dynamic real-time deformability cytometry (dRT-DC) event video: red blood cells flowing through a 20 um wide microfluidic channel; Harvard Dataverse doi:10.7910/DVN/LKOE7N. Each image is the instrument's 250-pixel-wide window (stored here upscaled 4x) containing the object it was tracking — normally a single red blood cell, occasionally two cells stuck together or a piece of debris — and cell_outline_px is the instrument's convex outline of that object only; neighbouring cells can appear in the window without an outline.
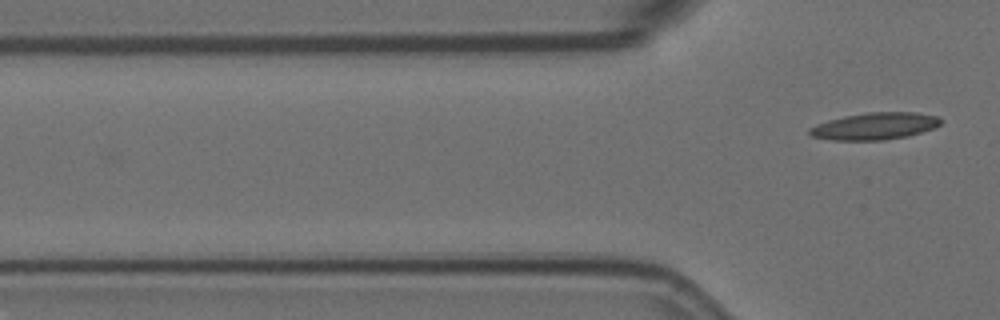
{"species": "Egyptian fruit bat (a non-hibernating species)", "species_latin": "Rousettus aegyptiacus", "temperature_condition": "room temperature", "stored_images_in_passage": 6, "camera_frame_rate_fps": 3000, "um_per_image_px": 0.085, "animal": {"sex": "female"}, "frame": {"image": 1, "passage_image": 6, "time_ms": 1.667, "image_size_px": [1000, 320], "cell_outline_px": [[940, 124], [932, 128], [908, 136], [884, 140], [832, 140], [812, 136], [808, 132], [808, 128], [816, 124], [828, 120], [844, 116], [868, 112], [912, 112], [936, 116], [940, 120]], "centroid_in_image_um": [74.3, 10.72], "position_along_channel_um": 51.5, "area_um2": 20.46}}